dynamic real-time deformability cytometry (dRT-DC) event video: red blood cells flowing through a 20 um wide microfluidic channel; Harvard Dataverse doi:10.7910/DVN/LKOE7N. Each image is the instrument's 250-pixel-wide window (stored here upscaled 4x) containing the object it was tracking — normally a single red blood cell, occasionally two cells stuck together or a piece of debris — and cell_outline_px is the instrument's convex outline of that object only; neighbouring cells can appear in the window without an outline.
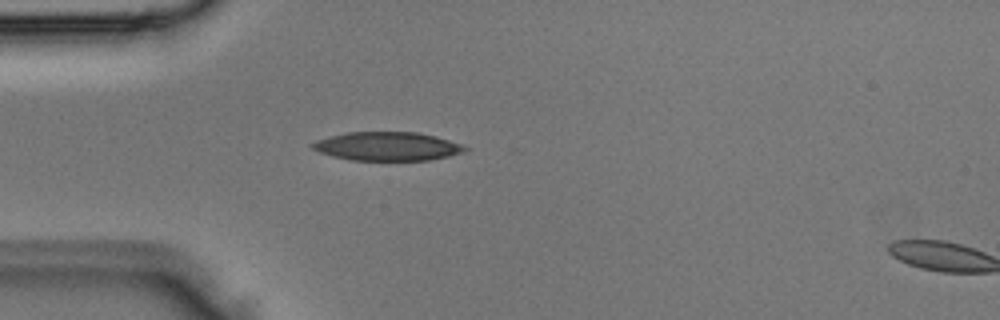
{"species": "Egyptian fruit bat (a non-hibernating species)", "species_latin": "Rousettus aegyptiacus", "temperature_condition": "room temperature", "stored_images_in_passage": 2, "segment_of_instrument_passage": [1, 2], "camera_frame_rate_fps": 3000, "um_per_image_px": 0.085, "animal": {"sex": "male"}, "frame": {"image": 1, "passage_image": 1, "time_ms": 0.0, "image_size_px": [1000, 320], "cell_outline_px": [[468, 148], [464, 152], [448, 156], [428, 160], [352, 160], [332, 156], [320, 152], [312, 148], [308, 144], [316, 140], [328, 136], [348, 132], [416, 132], [436, 136], [460, 144]], "centroid_in_image_um": [32.88, 12.43], "position_along_channel_um": 52.1, "area_um2": 25.43}}